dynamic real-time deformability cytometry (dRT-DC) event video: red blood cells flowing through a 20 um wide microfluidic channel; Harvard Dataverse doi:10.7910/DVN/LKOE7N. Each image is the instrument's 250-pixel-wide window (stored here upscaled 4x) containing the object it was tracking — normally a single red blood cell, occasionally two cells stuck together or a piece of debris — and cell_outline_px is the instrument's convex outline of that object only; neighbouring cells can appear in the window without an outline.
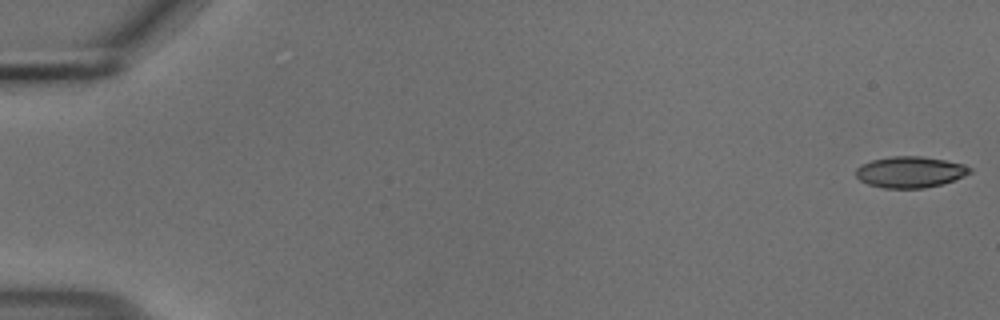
{"species": "common noctule bat (a hibernating species)", "species_latin": "Nyctalus noctula", "temperature_condition": "cold", "stored_images_in_passage": 55, "camera_frame_rate_fps": 3000, "um_per_image_px": 0.085, "animal": {"sex": "male", "body_mass_g": 18.8}, "frame": {"image": 1, "passage_image": 1, "time_ms": 0.0, "image_size_px": [1000, 320], "cell_outline_px": [[972, 172], [952, 180], [940, 184], [924, 188], [884, 188], [868, 184], [860, 180], [856, 176], [856, 168], [860, 164], [872, 160], [888, 156], [920, 156], [944, 160], [964, 164], [972, 168]], "centroid_in_image_um": [77.33, 14.61], "position_along_channel_um": 7.7, "area_um2": 20.63}}
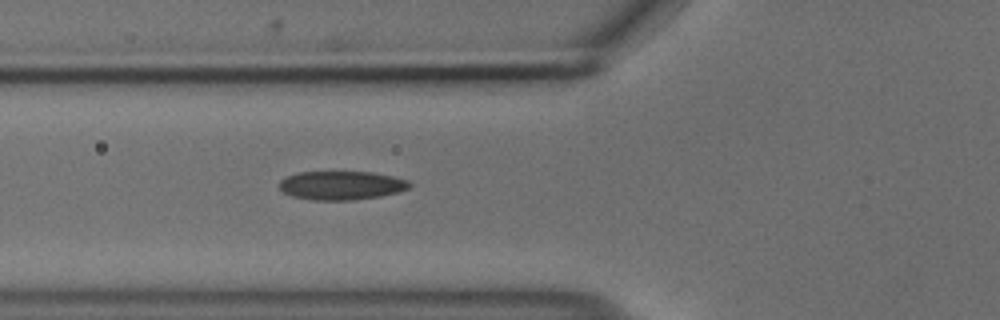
{"frame": {"image": 2, "passage_image": 21, "time_ms": 6.667, "image_size_px": [1000, 320], "cell_outline_px": [[412, 184], [408, 188], [400, 192], [380, 196], [352, 200], [312, 200], [292, 196], [284, 192], [276, 184], [284, 176], [296, 172], [372, 172], [392, 176], [408, 180]], "centroid_in_image_um": [28.98, 15.75], "position_along_channel_um": 96.8, "area_um2": 22.02}}
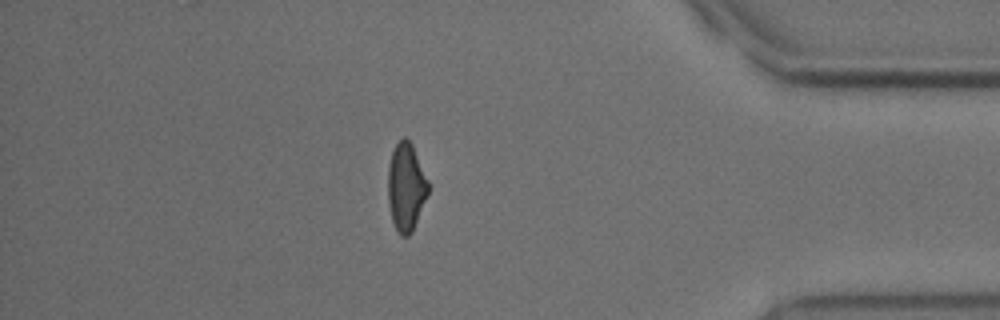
{"frame": {"image": 3, "passage_image": 48, "time_ms": 15.667, "image_size_px": [1000, 320], "cell_outline_px": [[428, 192], [412, 232], [408, 236], [400, 236], [392, 220], [388, 200], [388, 168], [392, 152], [396, 144], [404, 136], [412, 144], [428, 180]], "centroid_in_image_um": [34.5, 15.89], "position_along_channel_um": 400.7, "area_um2": 20.35}, "authors_computed_cell_mechanics": {"area_um2": 21.675, "velocity_mm_per_s": 3.7132, "shape_relaxation_time_tau1_ms": 7.695, "shape_relaxation_time_tau2_ms": 2.2173, "deformation_change_tau1": 0.1748, "deformation_change_tau2": 0.0885}}